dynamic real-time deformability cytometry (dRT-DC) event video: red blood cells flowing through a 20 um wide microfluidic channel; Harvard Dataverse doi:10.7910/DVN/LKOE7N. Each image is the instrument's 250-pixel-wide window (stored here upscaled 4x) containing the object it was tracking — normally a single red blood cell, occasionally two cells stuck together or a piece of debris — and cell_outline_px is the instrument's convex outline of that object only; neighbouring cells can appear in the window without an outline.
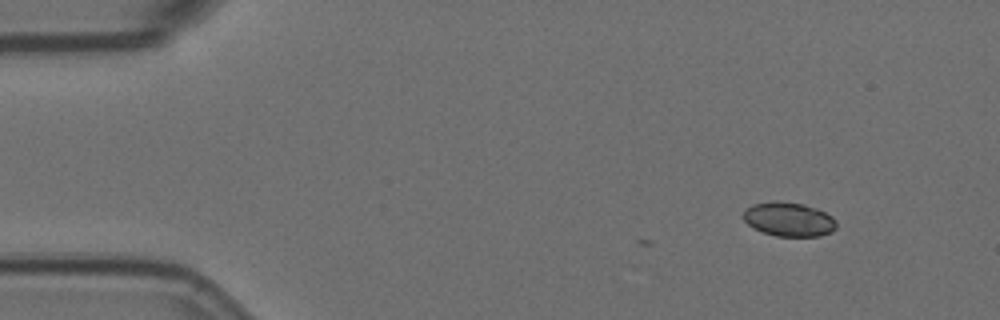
{"species": "Egyptian fruit bat (a non-hibernating species)", "species_latin": "Rousettus aegyptiacus", "temperature_condition": "room temperature", "stored_images_in_passage": 3, "camera_frame_rate_fps": 3000, "um_per_image_px": 0.085, "animal": {"sex": "female"}, "frame": {"image": 1, "passage_image": 3, "time_ms": 0.667, "image_size_px": [1000, 320], "cell_outline_px": [[836, 228], [832, 232], [820, 236], [776, 236], [752, 228], [744, 220], [744, 208], [752, 204], [772, 200], [776, 200], [804, 204], [816, 208], [832, 216], [836, 220]], "centroid_in_image_um": [67.04, 18.63], "position_along_channel_um": 18.0, "area_um2": 18.73}}